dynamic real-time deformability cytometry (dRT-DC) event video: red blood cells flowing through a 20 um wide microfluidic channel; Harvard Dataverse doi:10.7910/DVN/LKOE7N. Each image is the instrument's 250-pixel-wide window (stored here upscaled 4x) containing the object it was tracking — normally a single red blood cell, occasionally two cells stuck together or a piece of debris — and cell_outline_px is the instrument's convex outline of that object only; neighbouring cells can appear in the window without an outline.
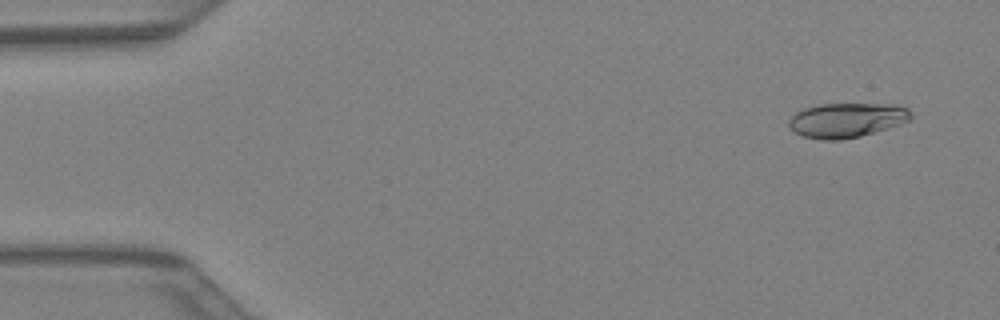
{"species": "Egyptian fruit bat (a non-hibernating species)", "species_latin": "Rousettus aegyptiacus", "temperature_condition": "warm", "stored_images_in_passage": 42, "camera_frame_rate_fps": 3000, "um_per_image_px": 0.085, "animal": {"sex": "female"}, "frame": {"image": 1, "passage_image": 3, "time_ms": 0.667, "image_size_px": [1000, 320], "cell_outline_px": [[912, 120], [900, 124], [860, 136], [840, 140], [824, 140], [804, 136], [796, 132], [788, 124], [788, 120], [796, 112], [804, 108], [820, 104], [892, 104], [908, 108], [912, 112]], "centroid_in_image_um": [72.0, 10.2], "position_along_channel_um": 13.0, "area_um2": 24.51}}
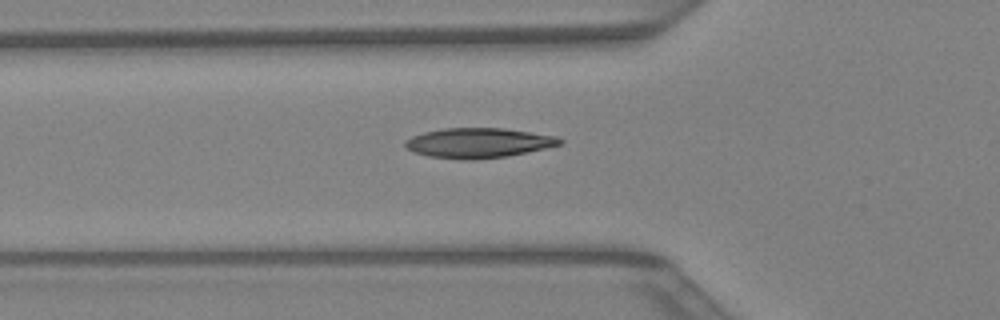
{"frame": {"image": 2, "passage_image": 15, "time_ms": 4.667, "image_size_px": [1000, 320], "cell_outline_px": [[564, 144], [504, 156], [472, 160], [464, 160], [428, 156], [412, 152], [404, 144], [404, 140], [412, 136], [424, 132], [444, 128], [504, 128], [556, 136], [564, 140]], "centroid_in_image_um": [40.64, 12.14], "position_along_channel_um": 85.2, "area_um2": 26.82}}
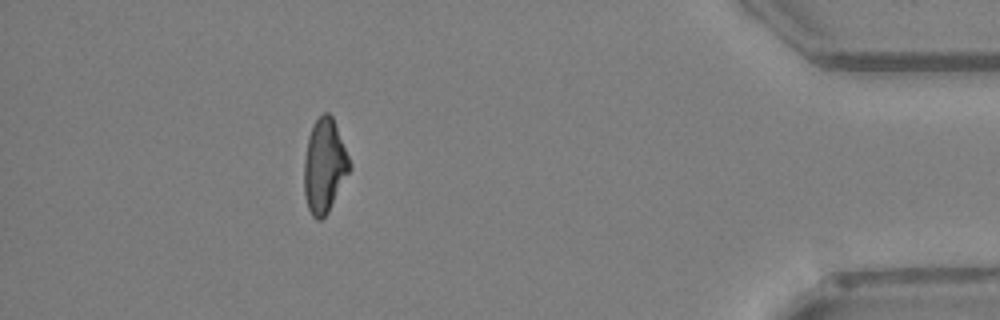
{"frame": {"image": 3, "passage_image": 38, "time_ms": 12.333, "image_size_px": [1000, 320], "cell_outline_px": [[352, 168], [328, 212], [320, 220], [316, 220], [312, 216], [308, 208], [304, 192], [304, 160], [308, 136], [312, 124], [324, 112], [328, 112], [332, 116], [352, 164]], "centroid_in_image_um": [27.58, 14.1], "position_along_channel_um": 407.6, "area_um2": 24.97}}